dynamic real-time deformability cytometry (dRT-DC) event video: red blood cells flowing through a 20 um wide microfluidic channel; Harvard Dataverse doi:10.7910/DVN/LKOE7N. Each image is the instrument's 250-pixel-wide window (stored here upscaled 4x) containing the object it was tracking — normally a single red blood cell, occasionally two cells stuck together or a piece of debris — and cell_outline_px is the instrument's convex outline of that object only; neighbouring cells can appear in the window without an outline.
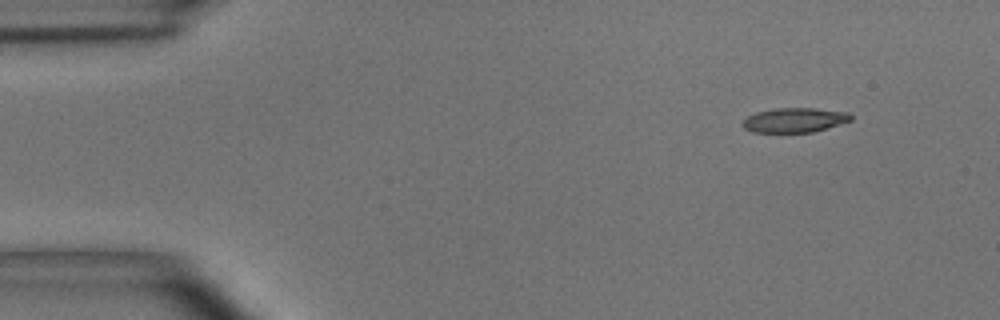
{"species": "common noctule bat (a hibernating species)", "species_latin": "Nyctalus noctula", "temperature_condition": "room temperature", "stored_images_in_passage": 50, "camera_frame_rate_fps": 3000, "um_per_image_px": 0.085, "animal": {"sex": "male", "body_mass_g": 15.6}, "frame": {"image": 1, "passage_image": 1, "time_ms": 0.0, "image_size_px": [1000, 320], "cell_outline_px": [[852, 120], [812, 132], [752, 132], [744, 128], [740, 124], [748, 116], [756, 112], [776, 108], [812, 108], [848, 112], [852, 116]], "centroid_in_image_um": [67.51, 10.2], "position_along_channel_um": 17.5, "area_um2": 15.37}}
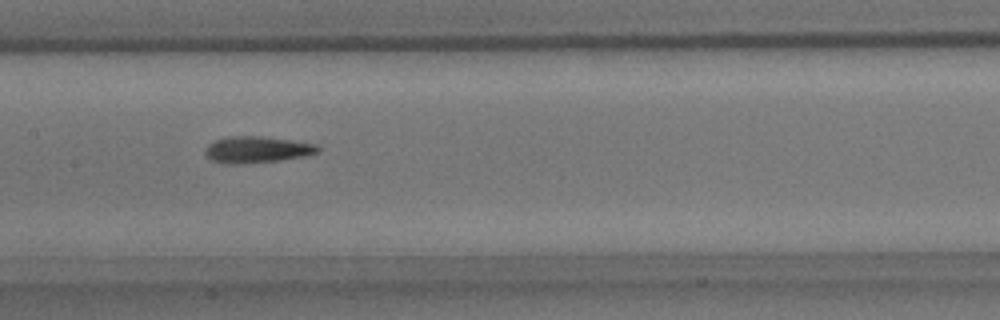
{"frame": {"image": 2, "passage_image": 22, "time_ms": 7.0, "image_size_px": [1000, 320], "cell_outline_px": [[320, 152], [304, 156], [280, 160], [232, 164], [228, 164], [212, 160], [204, 152], [208, 144], [216, 140], [228, 136], [260, 136], [316, 144], [320, 148]], "centroid_in_image_um": [21.84, 12.71], "position_along_channel_um": 185.6, "area_um2": 17.11}}
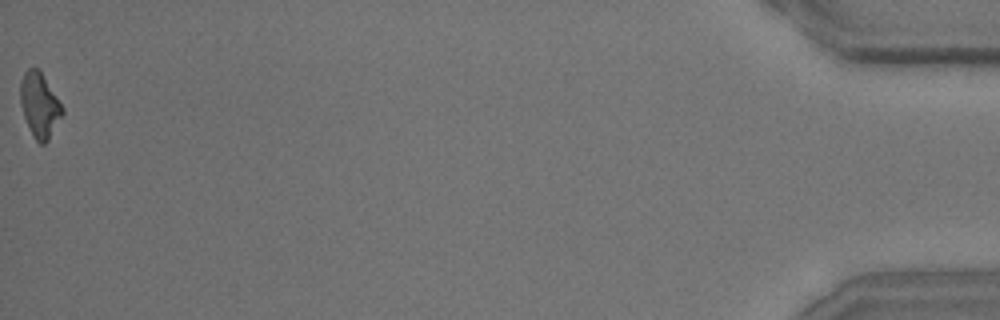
{"frame": {"image": 3, "passage_image": 50, "time_ms": 16.333, "image_size_px": [1000, 320], "cell_outline_px": [[64, 112], [48, 140], [44, 144], [40, 144], [32, 136], [24, 116], [20, 104], [20, 84], [24, 72], [28, 68], [36, 68], [40, 72], [64, 108]], "centroid_in_image_um": [3.35, 8.96], "position_along_channel_um": 431.9, "area_um2": 15.55}, "authors_computed_cell_mechanics": {"area_um2": 16.473, "velocity_mm_per_s": 3.6751, "shape_relaxation_time_tau1_ms": 8.1169, "shape_relaxation_time_tau2_ms": 3.3234, "deformation_change_tau1": 0.2371, "deformation_change_tau2": 0.1378}}